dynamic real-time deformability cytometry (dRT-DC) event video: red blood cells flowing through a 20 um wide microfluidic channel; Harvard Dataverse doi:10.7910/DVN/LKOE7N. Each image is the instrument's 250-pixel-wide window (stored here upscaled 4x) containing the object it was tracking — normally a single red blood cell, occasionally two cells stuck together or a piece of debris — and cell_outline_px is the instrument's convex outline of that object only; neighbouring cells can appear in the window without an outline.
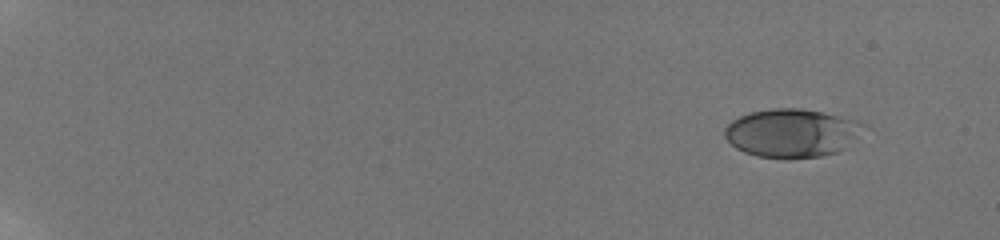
{"species": "human", "species_latin": "Homo sapiens", "temperature_condition": "room temperature", "stored_images_in_passage": 13, "camera_frame_rate_fps": 3000, "um_per_image_px": 0.085, "donor": {"sex": "male"}, "frame": {"image": 1, "passage_image": 2, "time_ms": 1.0, "image_size_px": [1000, 240], "cell_outline_px": [[868, 124], [848, 148], [840, 152], [820, 156], [756, 156], [744, 152], [736, 148], [724, 136], [724, 128], [732, 120], [740, 116], [752, 112], [772, 108], [800, 108], [820, 112], [856, 120]], "centroid_in_image_um": [67.34, 11.28], "position_along_channel_um": 17.7, "area_um2": 38.78}}
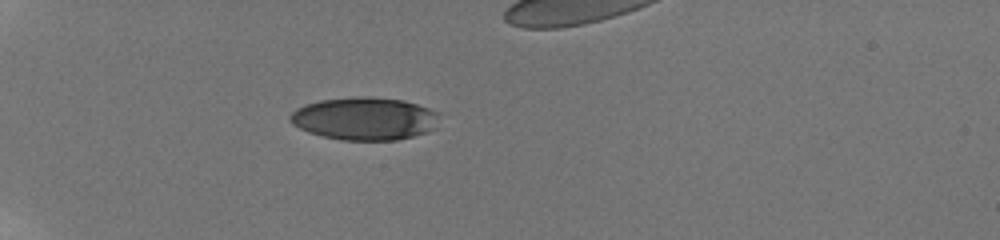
{"frame": {"image": 2, "passage_image": 8, "time_ms": 6.0, "image_size_px": [1000, 240], "cell_outline_px": [[440, 112], [436, 128], [428, 132], [396, 140], [344, 140], [324, 136], [308, 132], [292, 124], [288, 120], [288, 116], [296, 108], [304, 104], [320, 100], [356, 96], [364, 96], [404, 100]], "centroid_in_image_um": [30.99, 10.07], "position_along_channel_um": 54.0, "area_um2": 37.45}}